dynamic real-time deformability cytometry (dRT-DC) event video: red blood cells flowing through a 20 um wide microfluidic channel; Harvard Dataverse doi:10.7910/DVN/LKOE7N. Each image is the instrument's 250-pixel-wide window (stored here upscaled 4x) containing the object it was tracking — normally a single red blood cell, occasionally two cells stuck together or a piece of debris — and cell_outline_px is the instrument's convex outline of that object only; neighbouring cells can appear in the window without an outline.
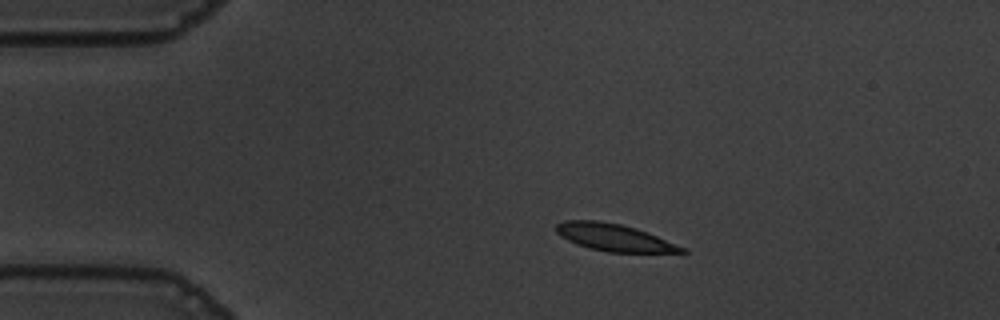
{"species": "common noctule bat (a hibernating species)", "species_latin": "Nyctalus noctula", "temperature_condition": "warm", "stored_images_in_passage": 46, "camera_frame_rate_fps": 3000, "um_per_image_px": 0.085, "animal": {"sex": "male", "body_mass_g": 19.5, "forearm_length_mm": 54.6}, "frame": {"image": 1, "passage_image": 1, "time_ms": 0.0, "image_size_px": [1000, 320], "cell_outline_px": [[688, 252], [608, 252], [588, 248], [576, 244], [560, 236], [556, 232], [556, 224], [564, 220], [600, 220], [620, 224], [636, 228], [648, 232], [688, 248]], "centroid_in_image_um": [52.21, 20.18], "position_along_channel_um": 32.8, "area_um2": 20.06}}
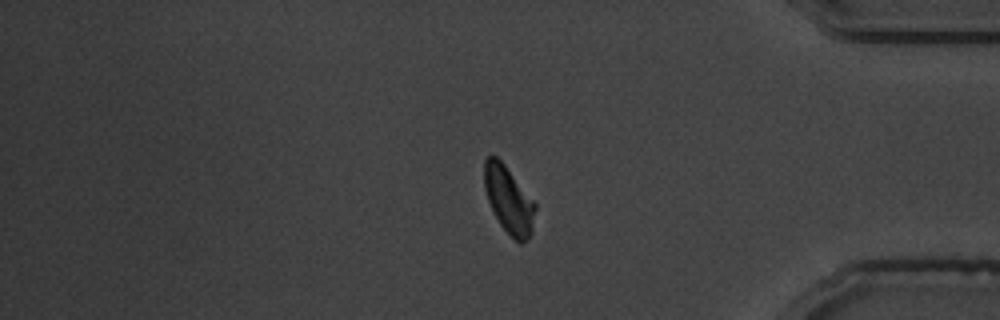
{"frame": {"image": 2, "passage_image": 37, "time_ms": 12.0, "image_size_px": [1000, 320], "cell_outline_px": [[536, 208], [532, 232], [528, 240], [520, 244], [500, 224], [488, 200], [484, 188], [484, 160], [488, 156], [496, 156], [504, 164], [536, 204]], "centroid_in_image_um": [43.25, 16.99], "position_along_channel_um": 392.0, "area_um2": 19.59}}
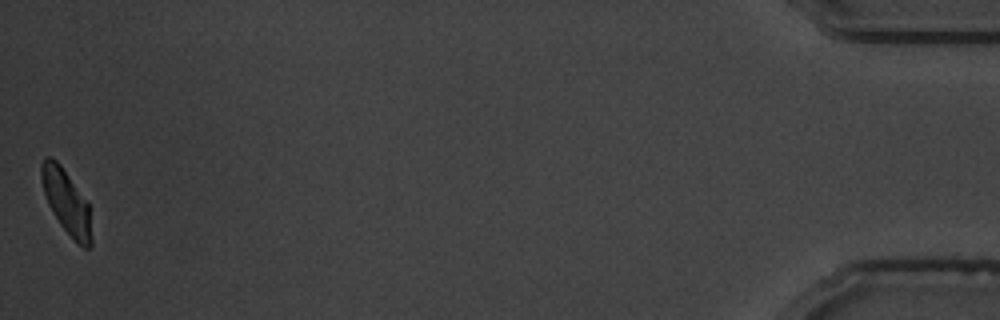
{"frame": {"image": 3, "passage_image": 46, "time_ms": 15.0, "image_size_px": [1000, 320], "cell_outline_px": [[92, 244], [88, 248], [84, 248], [60, 224], [48, 204], [44, 192], [40, 176], [40, 164], [44, 156], [48, 156], [56, 160], [60, 164], [88, 204], [92, 240]], "centroid_in_image_um": [5.61, 17.11], "position_along_channel_um": 429.6, "area_um2": 18.21}, "authors_computed_cell_mechanics": {"area_um2": 20.6057, "velocity_mm_per_s": 3.5783, "shape_relaxation_time_tau1_ms": 3.761, "shape_relaxation_time_tau2_ms": 1.9428, "deformation_change_tau1": 0.1392, "deformation_change_tau2": 0.0764}}